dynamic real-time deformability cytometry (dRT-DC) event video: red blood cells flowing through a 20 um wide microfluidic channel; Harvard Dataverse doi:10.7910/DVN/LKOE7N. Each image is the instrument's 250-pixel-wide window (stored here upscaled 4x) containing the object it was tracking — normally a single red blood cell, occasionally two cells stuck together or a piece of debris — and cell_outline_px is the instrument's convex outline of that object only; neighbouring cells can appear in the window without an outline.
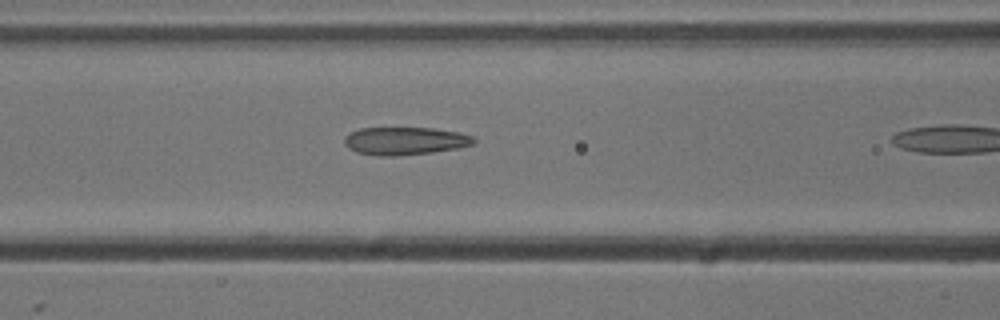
{"species": "common noctule bat (a hibernating species)", "species_latin": "Nyctalus noctula", "temperature_condition": "cold", "stored_images_in_passage": 10, "camera_frame_rate_fps": 3000, "um_per_image_px": 0.085, "animal": {"sex": "male", "body_mass_g": 13.3}, "frame": {"image": 1, "passage_image": 9, "time_ms": 2.667, "image_size_px": [1000, 320], "cell_outline_px": [[476, 144], [456, 148], [432, 152], [396, 156], [376, 156], [356, 152], [348, 148], [344, 144], [344, 136], [360, 128], [432, 128], [460, 132], [472, 136], [476, 140]], "centroid_in_image_um": [34.42, 11.98], "position_along_channel_um": 132.2, "area_um2": 21.1}}